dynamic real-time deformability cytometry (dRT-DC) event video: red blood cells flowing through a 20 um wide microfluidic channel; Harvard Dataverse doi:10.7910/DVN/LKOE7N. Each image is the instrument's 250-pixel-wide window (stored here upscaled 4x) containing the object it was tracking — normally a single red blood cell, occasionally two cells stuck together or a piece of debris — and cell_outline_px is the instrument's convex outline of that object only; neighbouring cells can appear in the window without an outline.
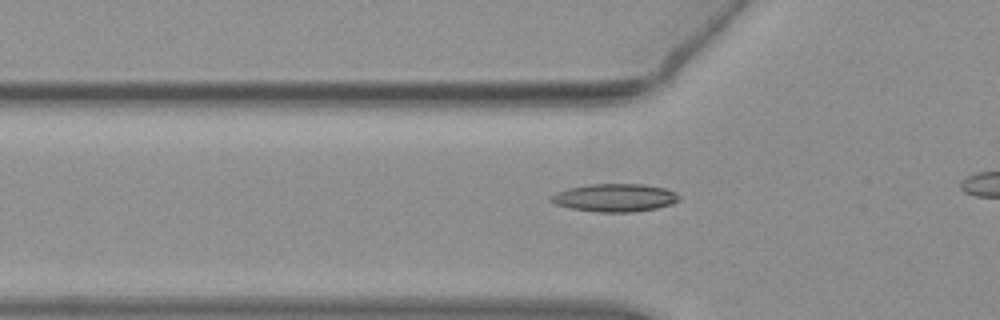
{"species": "common noctule bat (a hibernating species)", "species_latin": "Nyctalus noctula", "temperature_condition": "warm", "stored_images_in_passage": 30, "camera_frame_rate_fps": 3000, "um_per_image_px": 0.085, "animal": {"sex": "female", "body_mass_g": 19.3, "forearm_length_mm": 54.1}, "frame": {"image": 1, "passage_image": 4, "time_ms": 1.0, "image_size_px": [1000, 320], "cell_outline_px": [[680, 200], [672, 204], [656, 208], [632, 212], [600, 212], [572, 208], [556, 204], [548, 200], [548, 196], [556, 192], [568, 188], [588, 184], [640, 184], [664, 188], [676, 192], [680, 196]], "centroid_in_image_um": [52.25, 16.8], "position_along_channel_um": 73.6, "area_um2": 20.87}}
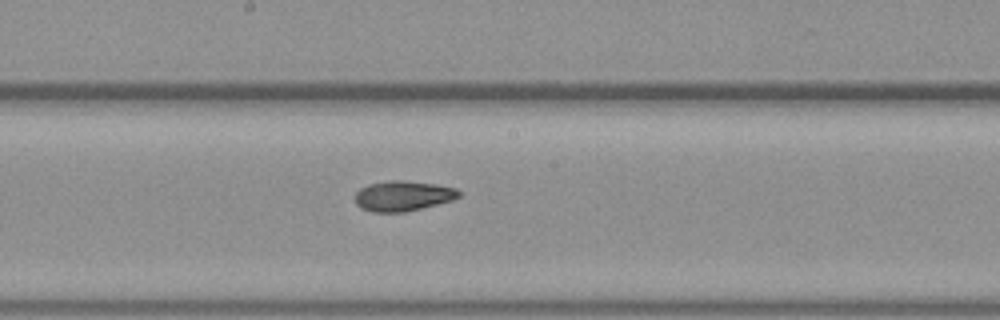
{"frame": {"image": 2, "passage_image": 15, "time_ms": 4.667, "image_size_px": [1000, 320], "cell_outline_px": [[460, 196], [452, 200], [404, 212], [372, 212], [360, 208], [356, 204], [356, 192], [360, 188], [368, 184], [388, 180], [404, 180], [432, 184], [456, 188], [460, 192]], "centroid_in_image_um": [34.21, 16.65], "position_along_channel_um": 214.0, "area_um2": 18.15}}
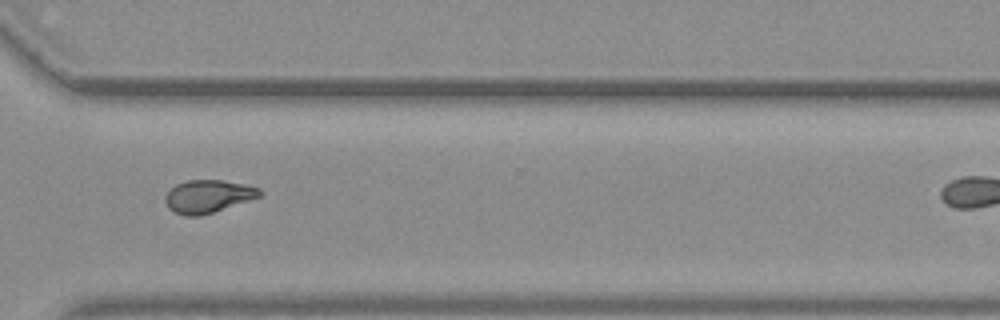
{"frame": {"image": 3, "passage_image": 26, "time_ms": 8.333, "image_size_px": [1000, 320], "cell_outline_px": [[264, 192], [260, 196], [200, 216], [184, 216], [168, 208], [164, 200], [164, 196], [176, 184], [188, 180], [220, 180], [244, 184], [260, 188]], "centroid_in_image_um": [17.66, 16.68], "position_along_channel_um": 352.9, "area_um2": 17.86}}